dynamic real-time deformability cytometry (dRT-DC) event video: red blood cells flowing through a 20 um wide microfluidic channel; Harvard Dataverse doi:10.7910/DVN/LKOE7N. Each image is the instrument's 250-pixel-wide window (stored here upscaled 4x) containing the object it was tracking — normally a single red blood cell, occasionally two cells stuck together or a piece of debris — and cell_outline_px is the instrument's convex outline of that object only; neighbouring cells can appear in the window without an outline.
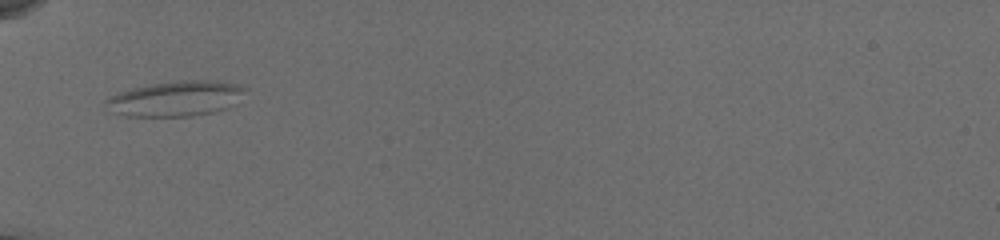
{"species": "common noctule bat (a hibernating species)", "species_latin": "Nyctalus noctula", "temperature_condition": "cold", "stored_images_in_passage": 36, "camera_frame_rate_fps": 3000, "um_per_image_px": 0.085, "animal": {"sex": "female", "body_mass_g": 19.5, "forearm_length_mm": 54.1}, "frame": {"image": 1, "passage_image": 1, "time_ms": 0.0, "image_size_px": [1000, 240], "cell_outline_px": [[248, 88], [236, 104], [228, 108], [212, 112], [192, 116], [128, 116], [116, 112], [104, 104], [104, 100], [108, 96], [116, 92], [132, 88], [152, 84], [180, 80], [212, 80], [236, 84]], "centroid_in_image_um": [14.96, 8.37], "position_along_channel_um": 70.0, "area_um2": 28.67}}
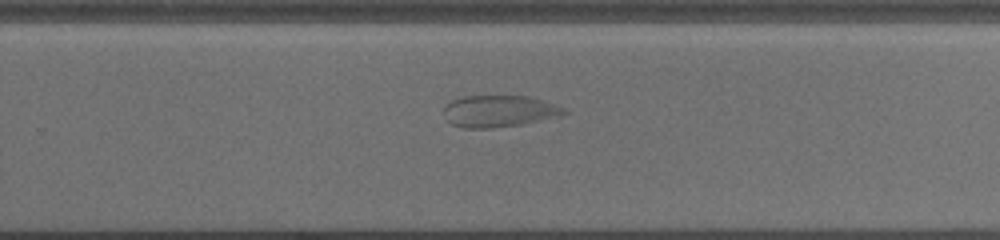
{"frame": {"image": 2, "passage_image": 19, "time_ms": 6.0, "image_size_px": [1000, 240], "cell_outline_px": [[568, 112], [560, 116], [520, 124], [488, 128], [464, 128], [452, 124], [448, 120], [444, 112], [444, 108], [452, 100], [464, 96], [528, 96], [564, 108]], "centroid_in_image_um": [42.4, 9.45], "position_along_channel_um": 287.4, "area_um2": 21.79}}
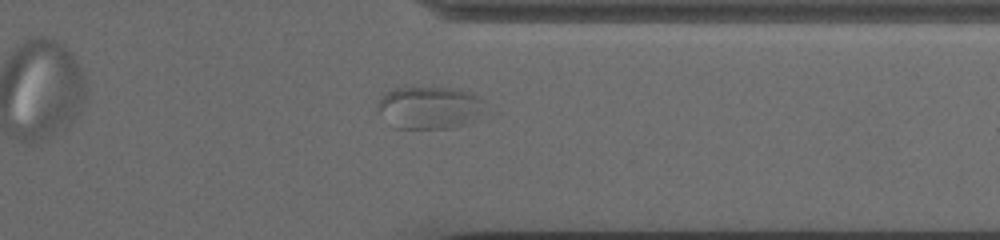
{"frame": {"image": 3, "passage_image": 26, "time_ms": 8.333, "image_size_px": [1000, 240], "cell_outline_px": [[484, 100], [480, 112], [460, 124], [448, 128], [396, 128], [376, 108], [380, 100], [388, 92], [396, 88], [456, 88], [468, 92]], "centroid_in_image_um": [36.45, 9.13], "position_along_channel_um": 374.9, "area_um2": 25.37}}